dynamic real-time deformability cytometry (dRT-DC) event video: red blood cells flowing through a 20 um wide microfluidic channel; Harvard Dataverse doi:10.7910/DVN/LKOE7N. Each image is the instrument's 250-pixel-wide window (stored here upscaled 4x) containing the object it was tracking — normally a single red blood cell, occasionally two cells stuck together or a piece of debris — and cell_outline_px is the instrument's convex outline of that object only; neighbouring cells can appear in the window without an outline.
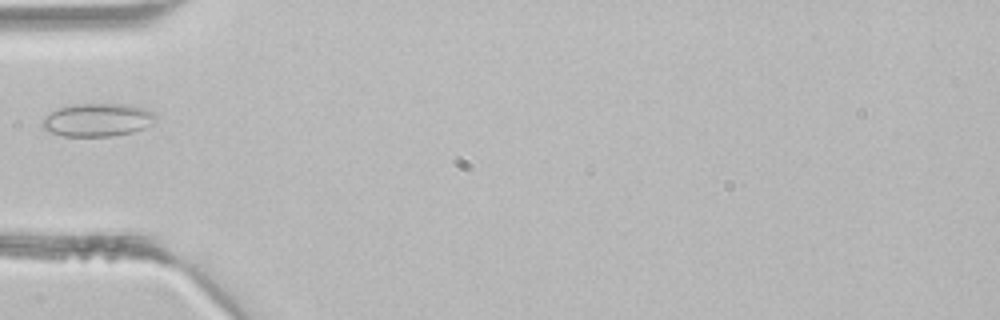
{"species": "common noctule bat (a hibernating species)", "species_latin": "Nyctalus noctula", "temperature_condition": "room temperature", "stored_images_in_passage": 1, "camera_frame_rate_fps": 3000, "um_per_image_px": 0.085, "animal": {"sex": "male", "body_mass_g": 21.5, "forearm_length_mm": 52.0}, "frame": {"image": 1, "passage_image": 1, "time_ms": 0.0, "image_size_px": [1000, 320], "cell_outline_px": [[156, 120], [152, 124], [144, 128], [132, 132], [112, 136], [64, 136], [52, 132], [44, 128], [40, 124], [52, 112], [60, 108], [76, 104], [132, 104], [156, 112]], "centroid_in_image_um": [8.38, 10.19], "position_along_channel_um": 76.6, "area_um2": 21.73}}